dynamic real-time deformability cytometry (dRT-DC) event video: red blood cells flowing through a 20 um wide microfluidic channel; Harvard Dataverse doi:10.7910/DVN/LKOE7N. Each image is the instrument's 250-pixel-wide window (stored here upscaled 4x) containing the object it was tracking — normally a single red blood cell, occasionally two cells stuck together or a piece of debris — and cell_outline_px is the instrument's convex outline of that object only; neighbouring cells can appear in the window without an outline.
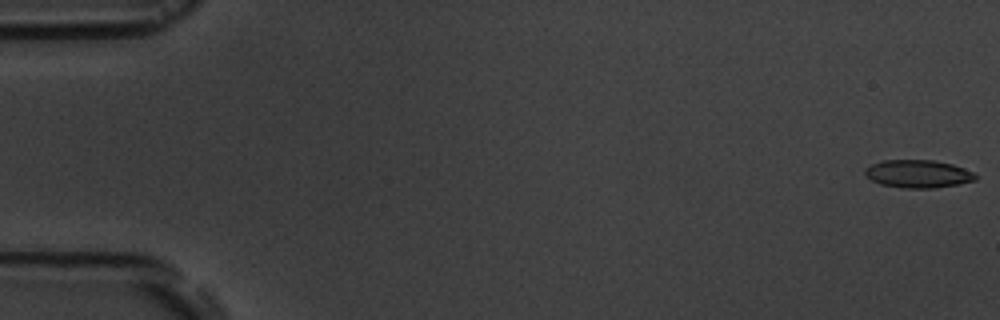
{"species": "common noctule bat (a hibernating species)", "species_latin": "Nyctalus noctula", "temperature_condition": "room temperature", "stored_images_in_passage": 4, "camera_frame_rate_fps": 3000, "um_per_image_px": 0.085, "animal": {"sex": "male", "body_mass_g": 19.5, "forearm_length_mm": 54.6}, "frame": {"image": 1, "passage_image": 1, "time_ms": 0.0, "image_size_px": [1000, 320], "cell_outline_px": [[976, 180], [960, 184], [932, 188], [900, 188], [880, 184], [864, 176], [864, 168], [872, 164], [884, 160], [936, 160], [952, 164], [964, 168], [972, 172], [976, 176]], "centroid_in_image_um": [78.01, 14.78], "position_along_channel_um": 7.0, "area_um2": 18.09}}